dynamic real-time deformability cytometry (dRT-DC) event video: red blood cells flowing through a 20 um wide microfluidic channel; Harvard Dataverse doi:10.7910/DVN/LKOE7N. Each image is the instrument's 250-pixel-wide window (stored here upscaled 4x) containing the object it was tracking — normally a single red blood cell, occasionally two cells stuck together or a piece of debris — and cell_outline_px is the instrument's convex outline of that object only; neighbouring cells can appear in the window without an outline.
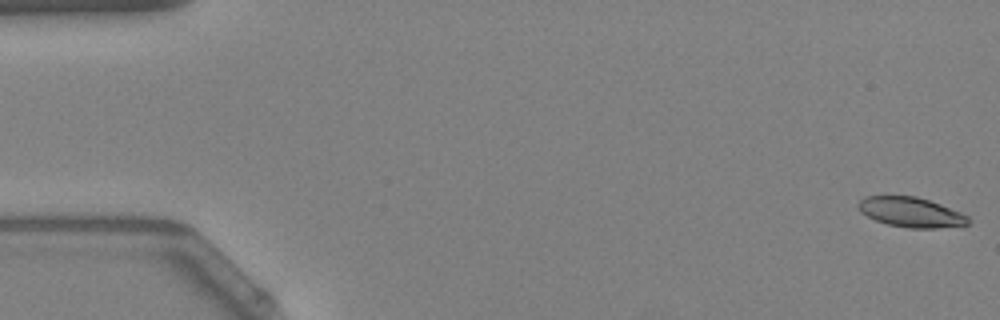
{"species": "Egyptian fruit bat (a non-hibernating species)", "species_latin": "Rousettus aegyptiacus", "temperature_condition": "warm", "stored_images_in_passage": 53, "camera_frame_rate_fps": 3000, "um_per_image_px": 0.085, "animal": {"sex": "female"}, "frame": {"image": 1, "passage_image": 1, "time_ms": 0.0, "image_size_px": [1000, 320], "cell_outline_px": [[968, 224], [936, 228], [908, 228], [888, 224], [876, 220], [860, 212], [856, 204], [864, 196], [916, 196], [940, 204], [960, 212], [968, 216]], "centroid_in_image_um": [77.39, 18.03], "position_along_channel_um": 7.6, "area_um2": 18.96}}
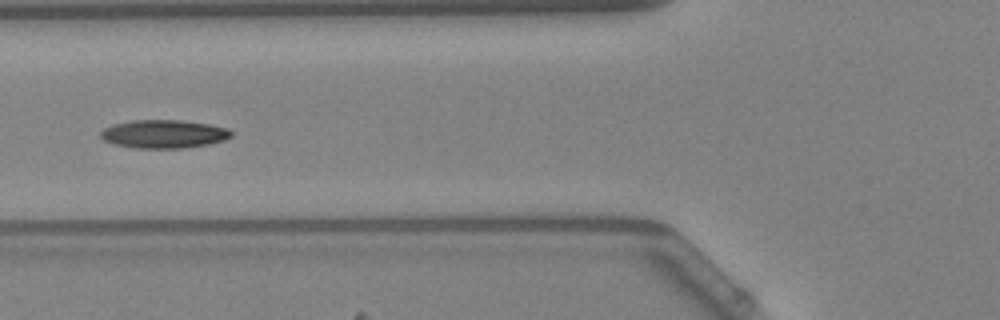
{"frame": {"image": 2, "passage_image": 21, "time_ms": 6.667, "image_size_px": [1000, 320], "cell_outline_px": [[232, 136], [224, 140], [208, 144], [184, 148], [136, 148], [112, 144], [104, 140], [100, 136], [100, 132], [104, 128], [112, 124], [132, 120], [180, 120], [208, 124], [228, 128], [232, 132]], "centroid_in_image_um": [13.9, 11.39], "position_along_channel_um": 111.9, "area_um2": 21.62}}
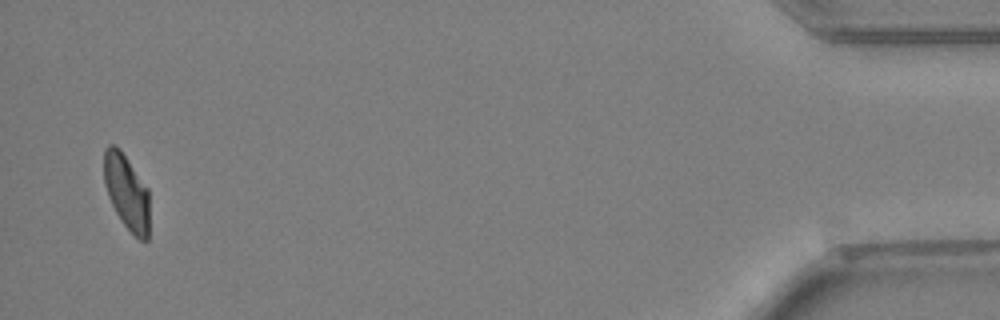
{"frame": {"image": 3, "passage_image": 52, "time_ms": 17.0, "image_size_px": [1000, 320], "cell_outline_px": [[148, 240], [140, 240], [124, 224], [116, 212], [108, 196], [104, 184], [104, 148], [108, 144], [116, 144], [120, 148], [148, 188]], "centroid_in_image_um": [10.74, 16.26], "position_along_channel_um": 424.5, "area_um2": 19.83}, "authors_computed_cell_mechanics": {"area_um2": 20.7502, "velocity_mm_per_s": 3.8509, "shape_relaxation_time_tau1_ms": 4.0734, "shape_relaxation_time_tau2_ms": 3.545, "deformation_change_tau1": 0.1503, "deformation_change_tau2": 0.0875}}